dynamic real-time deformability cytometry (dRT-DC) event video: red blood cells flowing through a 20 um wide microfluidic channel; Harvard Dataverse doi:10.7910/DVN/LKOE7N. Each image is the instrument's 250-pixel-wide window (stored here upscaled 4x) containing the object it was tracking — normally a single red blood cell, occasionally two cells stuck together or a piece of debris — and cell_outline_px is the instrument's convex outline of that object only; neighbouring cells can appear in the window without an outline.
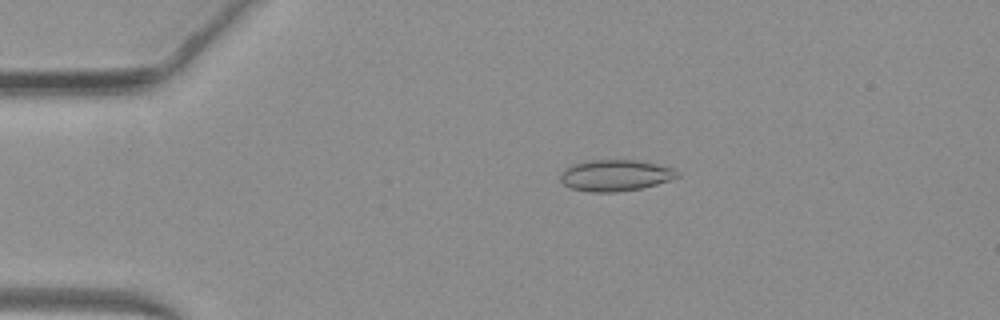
{"species": "common noctule bat (a hibernating species)", "species_latin": "Nyctalus noctula", "temperature_condition": "warm", "stored_images_in_passage": 48, "camera_frame_rate_fps": 3000, "um_per_image_px": 0.085, "animal": {"sex": "female", "body_mass_g": 19.3, "forearm_length_mm": 54.1}, "frame": {"image": 1, "passage_image": 9, "time_ms": 2.667, "image_size_px": [1000, 320], "cell_outline_px": [[680, 176], [656, 184], [640, 188], [616, 192], [588, 192], [572, 188], [564, 184], [560, 180], [560, 176], [564, 168], [572, 164], [588, 160], [636, 160], [656, 164], [672, 168], [680, 172]], "centroid_in_image_um": [52.28, 14.9], "position_along_channel_um": 32.7, "area_um2": 21.27}}
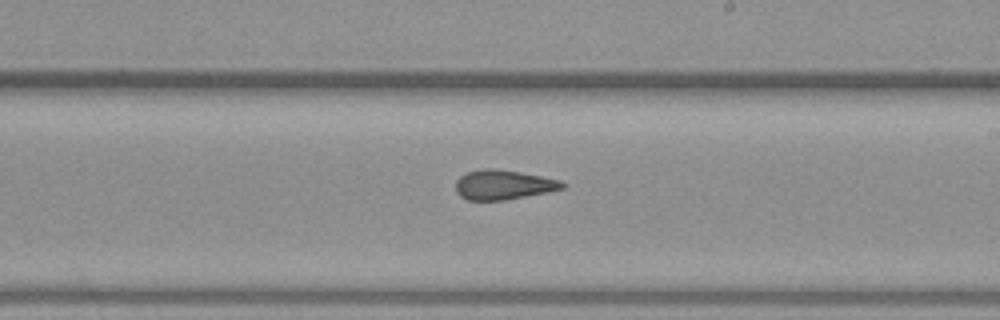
{"frame": {"image": 2, "passage_image": 28, "time_ms": 9.0, "image_size_px": [1000, 320], "cell_outline_px": [[564, 188], [548, 192], [504, 200], [468, 200], [460, 196], [456, 192], [456, 180], [460, 176], [468, 172], [484, 168], [496, 168], [520, 172], [560, 180], [564, 184]], "centroid_in_image_um": [42.76, 15.7], "position_along_channel_um": 246.2, "area_um2": 18.32}}
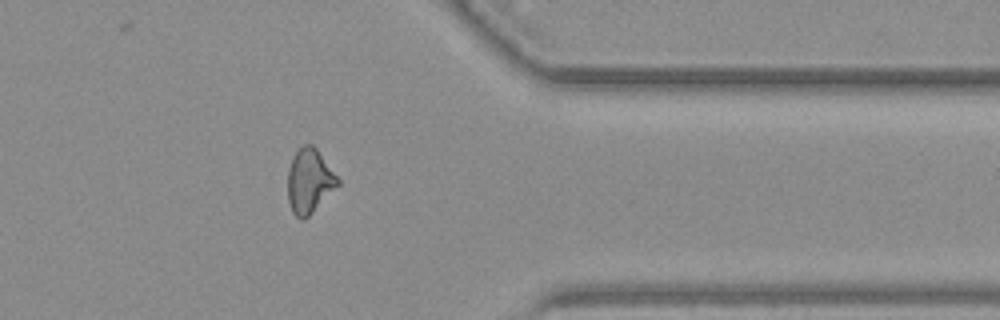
{"frame": {"image": 3, "passage_image": 39, "time_ms": 12.667, "image_size_px": [1000, 320], "cell_outline_px": [[340, 184], [304, 220], [300, 220], [292, 212], [288, 200], [288, 168], [292, 156], [304, 144], [312, 144], [316, 148], [340, 180]], "centroid_in_image_um": [26.28, 15.39], "position_along_channel_um": 385.1, "area_um2": 18.67}, "authors_computed_cell_mechanics": {"area_um2": 19.363, "velocity_mm_per_s": 4.1507, "shape_relaxation_time_tau1_ms": null, "shape_relaxation_time_tau2_ms": 1.6507, "deformation_change_tau1": null, "deformation_change_tau2": 0.084}}